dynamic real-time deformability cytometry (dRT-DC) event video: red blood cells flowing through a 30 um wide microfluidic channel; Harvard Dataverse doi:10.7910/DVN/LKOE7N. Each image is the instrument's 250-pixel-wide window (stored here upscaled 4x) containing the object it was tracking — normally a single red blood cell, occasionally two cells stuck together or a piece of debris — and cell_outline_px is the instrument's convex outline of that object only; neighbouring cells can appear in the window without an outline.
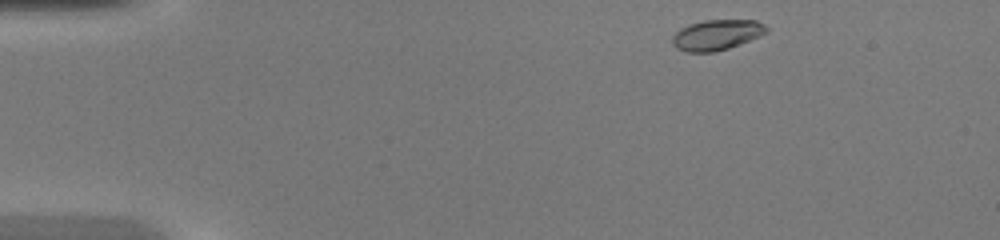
{"species": "common noctule bat (a hibernating species)", "species_latin": "Nyctalus noctula", "temperature_condition": "warm", "stored_images_in_passage": 42, "camera_frame_rate_fps": 3000, "um_per_image_px": 0.085, "animal": {"sex": "female", "body_mass_g": 20.0, "forearm_length_mm": 54.0}, "frame": {"image": 1, "passage_image": 1, "time_ms": 0.0, "image_size_px": [1000, 240], "cell_outline_px": [[768, 32], [760, 36], [728, 48], [712, 52], [688, 52], [676, 48], [672, 44], [672, 36], [680, 28], [688, 24], [704, 20], [756, 20], [764, 24], [768, 28]], "centroid_in_image_um": [60.91, 2.95], "position_along_channel_um": 24.1, "area_um2": 16.7}}
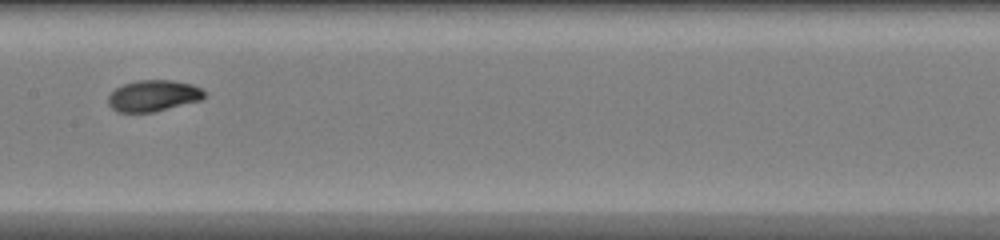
{"frame": {"image": 2, "passage_image": 19, "time_ms": 6.0, "image_size_px": [1000, 240], "cell_outline_px": [[208, 96], [200, 100], [152, 112], [116, 112], [108, 104], [108, 96], [116, 88], [124, 84], [136, 80], [172, 80], [192, 84], [200, 88]], "centroid_in_image_um": [13.02, 8.13], "position_along_channel_um": 194.4, "area_um2": 17.46}}
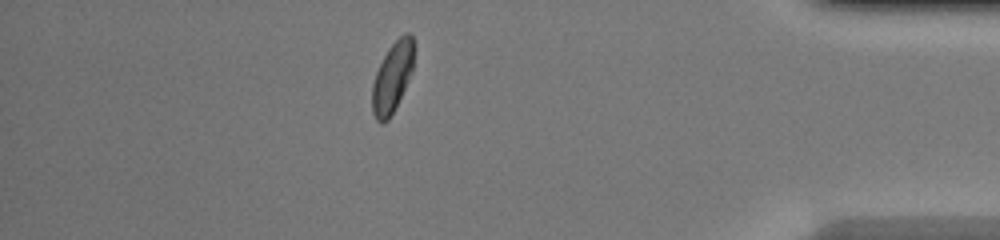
{"frame": {"image": 3, "passage_image": 36, "time_ms": 11.667, "image_size_px": [1000, 240], "cell_outline_px": [[412, 72], [388, 120], [384, 124], [380, 124], [376, 120], [372, 112], [372, 84], [376, 72], [388, 48], [404, 32], [408, 32], [412, 36]], "centroid_in_image_um": [33.31, 6.59], "position_along_channel_um": 401.9, "area_um2": 16.65}, "authors_computed_cell_mechanics": {"area_um2": 17.2822, "velocity_mm_per_s": 4.3222, "shape_relaxation_time_tau1_ms": 2.2283, "shape_relaxation_time_tau2_ms": 1.9203, "deformation_change_tau1": 0.1497, "deformation_change_tau2": 0.0329}}